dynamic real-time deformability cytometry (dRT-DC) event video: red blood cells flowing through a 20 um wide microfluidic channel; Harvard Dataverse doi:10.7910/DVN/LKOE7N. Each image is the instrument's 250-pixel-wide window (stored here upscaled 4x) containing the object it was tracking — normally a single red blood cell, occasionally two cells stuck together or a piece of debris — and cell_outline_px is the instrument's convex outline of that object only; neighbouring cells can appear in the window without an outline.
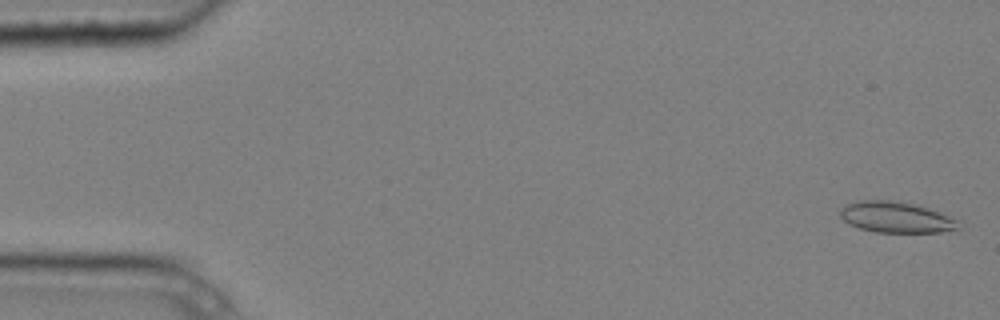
{"species": "common noctule bat (a hibernating species)", "species_latin": "Nyctalus noctula", "temperature_condition": "cold", "stored_images_in_passage": 5, "camera_frame_rate_fps": 3000, "um_per_image_px": 0.085, "animal": {"sex": "male", "body_mass_g": 20.4}, "frame": {"image": 1, "passage_image": 1, "time_ms": 0.0, "image_size_px": [1000, 320], "cell_outline_px": [[960, 228], [940, 232], [876, 232], [860, 228], [848, 224], [840, 216], [840, 208], [844, 204], [860, 200], [888, 200], [916, 204], [940, 212], [960, 220]], "centroid_in_image_um": [76.17, 18.46], "position_along_channel_um": 8.8, "area_um2": 21.5}}
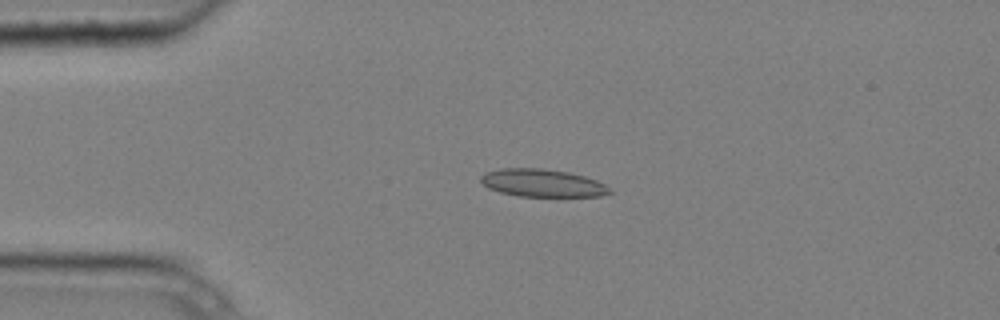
{"frame": {"image": 2, "passage_image": 4, "time_ms": 1.0, "image_size_px": [1000, 320], "cell_outline_px": [[612, 192], [600, 196], [520, 196], [500, 192], [488, 188], [480, 180], [480, 176], [488, 172], [500, 168], [540, 168], [568, 172], [584, 176], [596, 180], [612, 188]], "centroid_in_image_um": [46.12, 15.55], "position_along_channel_um": 38.9, "area_um2": 20.69}}